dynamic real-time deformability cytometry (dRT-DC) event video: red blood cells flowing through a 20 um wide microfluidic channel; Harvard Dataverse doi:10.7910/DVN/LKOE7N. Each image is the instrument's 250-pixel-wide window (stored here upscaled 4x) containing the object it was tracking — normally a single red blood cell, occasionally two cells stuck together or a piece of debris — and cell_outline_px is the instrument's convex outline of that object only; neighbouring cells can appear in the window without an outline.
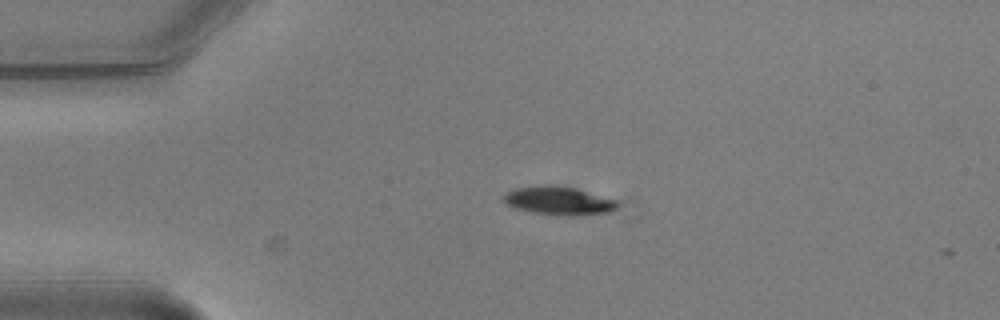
{"species": "common noctule bat (a hibernating species)", "species_latin": "Nyctalus noctula", "temperature_condition": "warm", "stored_images_in_passage": 4, "camera_frame_rate_fps": 3000, "um_per_image_px": 0.085, "animal": {"sex": "male", "body_mass_g": 20.5, "forearm_length_mm": 52.5}, "frame": {"image": 1, "passage_image": 3, "time_ms": 0.667, "image_size_px": [1000, 320], "cell_outline_px": [[620, 204], [616, 208], [608, 212], [576, 216], [568, 216], [532, 212], [516, 208], [508, 204], [504, 200], [504, 196], [508, 192], [516, 188], [576, 188], [616, 200]], "centroid_in_image_um": [47.58, 17.12], "position_along_channel_um": 37.4, "area_um2": 17.74}}